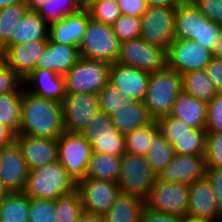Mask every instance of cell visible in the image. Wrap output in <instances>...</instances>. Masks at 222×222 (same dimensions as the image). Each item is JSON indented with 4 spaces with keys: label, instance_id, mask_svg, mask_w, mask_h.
<instances>
[{
    "label": "cell",
    "instance_id": "obj_53",
    "mask_svg": "<svg viewBox=\"0 0 222 222\" xmlns=\"http://www.w3.org/2000/svg\"><path fill=\"white\" fill-rule=\"evenodd\" d=\"M16 136L10 128L0 124V148L15 143Z\"/></svg>",
    "mask_w": 222,
    "mask_h": 222
},
{
    "label": "cell",
    "instance_id": "obj_11",
    "mask_svg": "<svg viewBox=\"0 0 222 222\" xmlns=\"http://www.w3.org/2000/svg\"><path fill=\"white\" fill-rule=\"evenodd\" d=\"M188 199V183L166 182L157 178L145 205L155 211L186 217Z\"/></svg>",
    "mask_w": 222,
    "mask_h": 222
},
{
    "label": "cell",
    "instance_id": "obj_33",
    "mask_svg": "<svg viewBox=\"0 0 222 222\" xmlns=\"http://www.w3.org/2000/svg\"><path fill=\"white\" fill-rule=\"evenodd\" d=\"M159 131L157 121L124 134L125 151L131 154L145 156L154 135Z\"/></svg>",
    "mask_w": 222,
    "mask_h": 222
},
{
    "label": "cell",
    "instance_id": "obj_34",
    "mask_svg": "<svg viewBox=\"0 0 222 222\" xmlns=\"http://www.w3.org/2000/svg\"><path fill=\"white\" fill-rule=\"evenodd\" d=\"M22 92L0 95V124L10 128L16 135L20 129Z\"/></svg>",
    "mask_w": 222,
    "mask_h": 222
},
{
    "label": "cell",
    "instance_id": "obj_61",
    "mask_svg": "<svg viewBox=\"0 0 222 222\" xmlns=\"http://www.w3.org/2000/svg\"><path fill=\"white\" fill-rule=\"evenodd\" d=\"M9 193L8 189L4 186L0 180V201Z\"/></svg>",
    "mask_w": 222,
    "mask_h": 222
},
{
    "label": "cell",
    "instance_id": "obj_55",
    "mask_svg": "<svg viewBox=\"0 0 222 222\" xmlns=\"http://www.w3.org/2000/svg\"><path fill=\"white\" fill-rule=\"evenodd\" d=\"M77 222H104L102 215L83 212Z\"/></svg>",
    "mask_w": 222,
    "mask_h": 222
},
{
    "label": "cell",
    "instance_id": "obj_50",
    "mask_svg": "<svg viewBox=\"0 0 222 222\" xmlns=\"http://www.w3.org/2000/svg\"><path fill=\"white\" fill-rule=\"evenodd\" d=\"M118 6L121 15L137 16L140 18L148 7L146 0H119Z\"/></svg>",
    "mask_w": 222,
    "mask_h": 222
},
{
    "label": "cell",
    "instance_id": "obj_47",
    "mask_svg": "<svg viewBox=\"0 0 222 222\" xmlns=\"http://www.w3.org/2000/svg\"><path fill=\"white\" fill-rule=\"evenodd\" d=\"M222 26L215 24L212 21L203 22V28L200 34L193 40L211 52L215 48L216 42L219 39Z\"/></svg>",
    "mask_w": 222,
    "mask_h": 222
},
{
    "label": "cell",
    "instance_id": "obj_35",
    "mask_svg": "<svg viewBox=\"0 0 222 222\" xmlns=\"http://www.w3.org/2000/svg\"><path fill=\"white\" fill-rule=\"evenodd\" d=\"M207 132L205 128H192L187 133L176 137L172 146L176 154L205 155Z\"/></svg>",
    "mask_w": 222,
    "mask_h": 222
},
{
    "label": "cell",
    "instance_id": "obj_24",
    "mask_svg": "<svg viewBox=\"0 0 222 222\" xmlns=\"http://www.w3.org/2000/svg\"><path fill=\"white\" fill-rule=\"evenodd\" d=\"M36 40H49V25L38 12L28 10L15 25L10 39L1 47V54L11 45Z\"/></svg>",
    "mask_w": 222,
    "mask_h": 222
},
{
    "label": "cell",
    "instance_id": "obj_32",
    "mask_svg": "<svg viewBox=\"0 0 222 222\" xmlns=\"http://www.w3.org/2000/svg\"><path fill=\"white\" fill-rule=\"evenodd\" d=\"M175 149L170 142L158 131L145 155L151 169L159 175L164 167L174 158Z\"/></svg>",
    "mask_w": 222,
    "mask_h": 222
},
{
    "label": "cell",
    "instance_id": "obj_26",
    "mask_svg": "<svg viewBox=\"0 0 222 222\" xmlns=\"http://www.w3.org/2000/svg\"><path fill=\"white\" fill-rule=\"evenodd\" d=\"M145 200L119 192L110 209L103 214L104 222H141Z\"/></svg>",
    "mask_w": 222,
    "mask_h": 222
},
{
    "label": "cell",
    "instance_id": "obj_4",
    "mask_svg": "<svg viewBox=\"0 0 222 222\" xmlns=\"http://www.w3.org/2000/svg\"><path fill=\"white\" fill-rule=\"evenodd\" d=\"M120 44L112 25L90 19L78 46L79 55L85 59L114 64L119 57Z\"/></svg>",
    "mask_w": 222,
    "mask_h": 222
},
{
    "label": "cell",
    "instance_id": "obj_45",
    "mask_svg": "<svg viewBox=\"0 0 222 222\" xmlns=\"http://www.w3.org/2000/svg\"><path fill=\"white\" fill-rule=\"evenodd\" d=\"M22 80L0 57V95L10 92H23Z\"/></svg>",
    "mask_w": 222,
    "mask_h": 222
},
{
    "label": "cell",
    "instance_id": "obj_8",
    "mask_svg": "<svg viewBox=\"0 0 222 222\" xmlns=\"http://www.w3.org/2000/svg\"><path fill=\"white\" fill-rule=\"evenodd\" d=\"M57 143L59 163L76 183L84 179L92 153L90 142L79 132L65 131Z\"/></svg>",
    "mask_w": 222,
    "mask_h": 222
},
{
    "label": "cell",
    "instance_id": "obj_60",
    "mask_svg": "<svg viewBox=\"0 0 222 222\" xmlns=\"http://www.w3.org/2000/svg\"><path fill=\"white\" fill-rule=\"evenodd\" d=\"M25 0H0V9L6 8L10 5L22 2Z\"/></svg>",
    "mask_w": 222,
    "mask_h": 222
},
{
    "label": "cell",
    "instance_id": "obj_42",
    "mask_svg": "<svg viewBox=\"0 0 222 222\" xmlns=\"http://www.w3.org/2000/svg\"><path fill=\"white\" fill-rule=\"evenodd\" d=\"M56 200L30 198L29 222H55Z\"/></svg>",
    "mask_w": 222,
    "mask_h": 222
},
{
    "label": "cell",
    "instance_id": "obj_37",
    "mask_svg": "<svg viewBox=\"0 0 222 222\" xmlns=\"http://www.w3.org/2000/svg\"><path fill=\"white\" fill-rule=\"evenodd\" d=\"M83 212L81 197L77 190L56 199L55 222H77Z\"/></svg>",
    "mask_w": 222,
    "mask_h": 222
},
{
    "label": "cell",
    "instance_id": "obj_36",
    "mask_svg": "<svg viewBox=\"0 0 222 222\" xmlns=\"http://www.w3.org/2000/svg\"><path fill=\"white\" fill-rule=\"evenodd\" d=\"M28 10L26 0L0 9V55L1 47L10 39L15 25Z\"/></svg>",
    "mask_w": 222,
    "mask_h": 222
},
{
    "label": "cell",
    "instance_id": "obj_3",
    "mask_svg": "<svg viewBox=\"0 0 222 222\" xmlns=\"http://www.w3.org/2000/svg\"><path fill=\"white\" fill-rule=\"evenodd\" d=\"M182 91L181 75L165 67L150 74L144 104L154 120L171 113L174 101Z\"/></svg>",
    "mask_w": 222,
    "mask_h": 222
},
{
    "label": "cell",
    "instance_id": "obj_22",
    "mask_svg": "<svg viewBox=\"0 0 222 222\" xmlns=\"http://www.w3.org/2000/svg\"><path fill=\"white\" fill-rule=\"evenodd\" d=\"M24 88L36 96L60 103L67 94L64 75L52 70H34L24 80Z\"/></svg>",
    "mask_w": 222,
    "mask_h": 222
},
{
    "label": "cell",
    "instance_id": "obj_62",
    "mask_svg": "<svg viewBox=\"0 0 222 222\" xmlns=\"http://www.w3.org/2000/svg\"><path fill=\"white\" fill-rule=\"evenodd\" d=\"M184 222H211L209 220H202V219H195V218H190V217H185Z\"/></svg>",
    "mask_w": 222,
    "mask_h": 222
},
{
    "label": "cell",
    "instance_id": "obj_56",
    "mask_svg": "<svg viewBox=\"0 0 222 222\" xmlns=\"http://www.w3.org/2000/svg\"><path fill=\"white\" fill-rule=\"evenodd\" d=\"M212 57L222 60V29L219 34V39L216 42L215 48L212 51Z\"/></svg>",
    "mask_w": 222,
    "mask_h": 222
},
{
    "label": "cell",
    "instance_id": "obj_2",
    "mask_svg": "<svg viewBox=\"0 0 222 222\" xmlns=\"http://www.w3.org/2000/svg\"><path fill=\"white\" fill-rule=\"evenodd\" d=\"M76 186L77 183L57 160L29 170L24 193L33 199L56 200L75 191Z\"/></svg>",
    "mask_w": 222,
    "mask_h": 222
},
{
    "label": "cell",
    "instance_id": "obj_18",
    "mask_svg": "<svg viewBox=\"0 0 222 222\" xmlns=\"http://www.w3.org/2000/svg\"><path fill=\"white\" fill-rule=\"evenodd\" d=\"M48 40L15 44L9 46L0 57L22 80H25L34 70L37 61L43 53Z\"/></svg>",
    "mask_w": 222,
    "mask_h": 222
},
{
    "label": "cell",
    "instance_id": "obj_28",
    "mask_svg": "<svg viewBox=\"0 0 222 222\" xmlns=\"http://www.w3.org/2000/svg\"><path fill=\"white\" fill-rule=\"evenodd\" d=\"M121 156L92 152L88 160L85 178L118 182Z\"/></svg>",
    "mask_w": 222,
    "mask_h": 222
},
{
    "label": "cell",
    "instance_id": "obj_58",
    "mask_svg": "<svg viewBox=\"0 0 222 222\" xmlns=\"http://www.w3.org/2000/svg\"><path fill=\"white\" fill-rule=\"evenodd\" d=\"M81 10H87L94 0H73Z\"/></svg>",
    "mask_w": 222,
    "mask_h": 222
},
{
    "label": "cell",
    "instance_id": "obj_52",
    "mask_svg": "<svg viewBox=\"0 0 222 222\" xmlns=\"http://www.w3.org/2000/svg\"><path fill=\"white\" fill-rule=\"evenodd\" d=\"M205 70L216 91L222 93V60L212 57Z\"/></svg>",
    "mask_w": 222,
    "mask_h": 222
},
{
    "label": "cell",
    "instance_id": "obj_31",
    "mask_svg": "<svg viewBox=\"0 0 222 222\" xmlns=\"http://www.w3.org/2000/svg\"><path fill=\"white\" fill-rule=\"evenodd\" d=\"M30 197L24 192H9L0 201V222H29Z\"/></svg>",
    "mask_w": 222,
    "mask_h": 222
},
{
    "label": "cell",
    "instance_id": "obj_44",
    "mask_svg": "<svg viewBox=\"0 0 222 222\" xmlns=\"http://www.w3.org/2000/svg\"><path fill=\"white\" fill-rule=\"evenodd\" d=\"M159 128V132L167 139L171 144L175 141L176 137L187 133L192 128L186 125L179 119L172 118L167 115L156 120Z\"/></svg>",
    "mask_w": 222,
    "mask_h": 222
},
{
    "label": "cell",
    "instance_id": "obj_19",
    "mask_svg": "<svg viewBox=\"0 0 222 222\" xmlns=\"http://www.w3.org/2000/svg\"><path fill=\"white\" fill-rule=\"evenodd\" d=\"M15 142L21 149L28 170L43 167L58 160L57 139L19 134Z\"/></svg>",
    "mask_w": 222,
    "mask_h": 222
},
{
    "label": "cell",
    "instance_id": "obj_23",
    "mask_svg": "<svg viewBox=\"0 0 222 222\" xmlns=\"http://www.w3.org/2000/svg\"><path fill=\"white\" fill-rule=\"evenodd\" d=\"M80 58L79 48L48 40L37 61L36 70H52L65 75Z\"/></svg>",
    "mask_w": 222,
    "mask_h": 222
},
{
    "label": "cell",
    "instance_id": "obj_6",
    "mask_svg": "<svg viewBox=\"0 0 222 222\" xmlns=\"http://www.w3.org/2000/svg\"><path fill=\"white\" fill-rule=\"evenodd\" d=\"M111 64L80 57L64 75L66 93L98 94L109 83Z\"/></svg>",
    "mask_w": 222,
    "mask_h": 222
},
{
    "label": "cell",
    "instance_id": "obj_46",
    "mask_svg": "<svg viewBox=\"0 0 222 222\" xmlns=\"http://www.w3.org/2000/svg\"><path fill=\"white\" fill-rule=\"evenodd\" d=\"M207 133L222 132V93H218L207 105Z\"/></svg>",
    "mask_w": 222,
    "mask_h": 222
},
{
    "label": "cell",
    "instance_id": "obj_49",
    "mask_svg": "<svg viewBox=\"0 0 222 222\" xmlns=\"http://www.w3.org/2000/svg\"><path fill=\"white\" fill-rule=\"evenodd\" d=\"M184 218L182 216L155 211L145 205L141 215V222H184Z\"/></svg>",
    "mask_w": 222,
    "mask_h": 222
},
{
    "label": "cell",
    "instance_id": "obj_43",
    "mask_svg": "<svg viewBox=\"0 0 222 222\" xmlns=\"http://www.w3.org/2000/svg\"><path fill=\"white\" fill-rule=\"evenodd\" d=\"M206 168H222V132L207 133Z\"/></svg>",
    "mask_w": 222,
    "mask_h": 222
},
{
    "label": "cell",
    "instance_id": "obj_9",
    "mask_svg": "<svg viewBox=\"0 0 222 222\" xmlns=\"http://www.w3.org/2000/svg\"><path fill=\"white\" fill-rule=\"evenodd\" d=\"M177 7H147L141 17V36L144 41L167 51L175 39Z\"/></svg>",
    "mask_w": 222,
    "mask_h": 222
},
{
    "label": "cell",
    "instance_id": "obj_41",
    "mask_svg": "<svg viewBox=\"0 0 222 222\" xmlns=\"http://www.w3.org/2000/svg\"><path fill=\"white\" fill-rule=\"evenodd\" d=\"M112 28L120 42L139 38L141 36V18L121 15L112 24Z\"/></svg>",
    "mask_w": 222,
    "mask_h": 222
},
{
    "label": "cell",
    "instance_id": "obj_13",
    "mask_svg": "<svg viewBox=\"0 0 222 222\" xmlns=\"http://www.w3.org/2000/svg\"><path fill=\"white\" fill-rule=\"evenodd\" d=\"M64 127L69 132H79L100 113L97 94H66L62 101Z\"/></svg>",
    "mask_w": 222,
    "mask_h": 222
},
{
    "label": "cell",
    "instance_id": "obj_29",
    "mask_svg": "<svg viewBox=\"0 0 222 222\" xmlns=\"http://www.w3.org/2000/svg\"><path fill=\"white\" fill-rule=\"evenodd\" d=\"M195 6H179L175 17V39L193 40L203 28V22H209Z\"/></svg>",
    "mask_w": 222,
    "mask_h": 222
},
{
    "label": "cell",
    "instance_id": "obj_16",
    "mask_svg": "<svg viewBox=\"0 0 222 222\" xmlns=\"http://www.w3.org/2000/svg\"><path fill=\"white\" fill-rule=\"evenodd\" d=\"M28 168L18 144L0 148V180L9 192H24Z\"/></svg>",
    "mask_w": 222,
    "mask_h": 222
},
{
    "label": "cell",
    "instance_id": "obj_14",
    "mask_svg": "<svg viewBox=\"0 0 222 222\" xmlns=\"http://www.w3.org/2000/svg\"><path fill=\"white\" fill-rule=\"evenodd\" d=\"M76 190L81 197L83 211L96 215L105 214L120 192L118 184L114 181L91 178L79 180Z\"/></svg>",
    "mask_w": 222,
    "mask_h": 222
},
{
    "label": "cell",
    "instance_id": "obj_25",
    "mask_svg": "<svg viewBox=\"0 0 222 222\" xmlns=\"http://www.w3.org/2000/svg\"><path fill=\"white\" fill-rule=\"evenodd\" d=\"M208 103L181 91L169 116L183 121L191 128H205Z\"/></svg>",
    "mask_w": 222,
    "mask_h": 222
},
{
    "label": "cell",
    "instance_id": "obj_54",
    "mask_svg": "<svg viewBox=\"0 0 222 222\" xmlns=\"http://www.w3.org/2000/svg\"><path fill=\"white\" fill-rule=\"evenodd\" d=\"M149 7H176L175 0H146Z\"/></svg>",
    "mask_w": 222,
    "mask_h": 222
},
{
    "label": "cell",
    "instance_id": "obj_5",
    "mask_svg": "<svg viewBox=\"0 0 222 222\" xmlns=\"http://www.w3.org/2000/svg\"><path fill=\"white\" fill-rule=\"evenodd\" d=\"M158 175L151 169L145 156L125 152L121 156L119 191L146 200Z\"/></svg>",
    "mask_w": 222,
    "mask_h": 222
},
{
    "label": "cell",
    "instance_id": "obj_59",
    "mask_svg": "<svg viewBox=\"0 0 222 222\" xmlns=\"http://www.w3.org/2000/svg\"><path fill=\"white\" fill-rule=\"evenodd\" d=\"M176 1V7L179 6H195L198 2V0H175Z\"/></svg>",
    "mask_w": 222,
    "mask_h": 222
},
{
    "label": "cell",
    "instance_id": "obj_10",
    "mask_svg": "<svg viewBox=\"0 0 222 222\" xmlns=\"http://www.w3.org/2000/svg\"><path fill=\"white\" fill-rule=\"evenodd\" d=\"M81 134L90 142L92 152L116 156L126 152L124 134L118 131L108 114L100 112Z\"/></svg>",
    "mask_w": 222,
    "mask_h": 222
},
{
    "label": "cell",
    "instance_id": "obj_1",
    "mask_svg": "<svg viewBox=\"0 0 222 222\" xmlns=\"http://www.w3.org/2000/svg\"><path fill=\"white\" fill-rule=\"evenodd\" d=\"M62 104L22 92L19 134L58 139L64 132Z\"/></svg>",
    "mask_w": 222,
    "mask_h": 222
},
{
    "label": "cell",
    "instance_id": "obj_63",
    "mask_svg": "<svg viewBox=\"0 0 222 222\" xmlns=\"http://www.w3.org/2000/svg\"><path fill=\"white\" fill-rule=\"evenodd\" d=\"M107 1H112L118 3L119 0H107Z\"/></svg>",
    "mask_w": 222,
    "mask_h": 222
},
{
    "label": "cell",
    "instance_id": "obj_57",
    "mask_svg": "<svg viewBox=\"0 0 222 222\" xmlns=\"http://www.w3.org/2000/svg\"><path fill=\"white\" fill-rule=\"evenodd\" d=\"M46 1L47 0H26L28 9L34 12H37L40 8H42Z\"/></svg>",
    "mask_w": 222,
    "mask_h": 222
},
{
    "label": "cell",
    "instance_id": "obj_15",
    "mask_svg": "<svg viewBox=\"0 0 222 222\" xmlns=\"http://www.w3.org/2000/svg\"><path fill=\"white\" fill-rule=\"evenodd\" d=\"M187 217L222 222V210L218 206L214 190L207 177L189 184Z\"/></svg>",
    "mask_w": 222,
    "mask_h": 222
},
{
    "label": "cell",
    "instance_id": "obj_48",
    "mask_svg": "<svg viewBox=\"0 0 222 222\" xmlns=\"http://www.w3.org/2000/svg\"><path fill=\"white\" fill-rule=\"evenodd\" d=\"M195 7L207 19L222 26V0H198Z\"/></svg>",
    "mask_w": 222,
    "mask_h": 222
},
{
    "label": "cell",
    "instance_id": "obj_12",
    "mask_svg": "<svg viewBox=\"0 0 222 222\" xmlns=\"http://www.w3.org/2000/svg\"><path fill=\"white\" fill-rule=\"evenodd\" d=\"M167 67L179 75L205 69L212 58L210 50L201 47L194 40L174 39L166 51Z\"/></svg>",
    "mask_w": 222,
    "mask_h": 222
},
{
    "label": "cell",
    "instance_id": "obj_39",
    "mask_svg": "<svg viewBox=\"0 0 222 222\" xmlns=\"http://www.w3.org/2000/svg\"><path fill=\"white\" fill-rule=\"evenodd\" d=\"M100 112L111 115L134 100L108 83L98 94Z\"/></svg>",
    "mask_w": 222,
    "mask_h": 222
},
{
    "label": "cell",
    "instance_id": "obj_51",
    "mask_svg": "<svg viewBox=\"0 0 222 222\" xmlns=\"http://www.w3.org/2000/svg\"><path fill=\"white\" fill-rule=\"evenodd\" d=\"M205 176L211 183L218 206L222 210V168H206Z\"/></svg>",
    "mask_w": 222,
    "mask_h": 222
},
{
    "label": "cell",
    "instance_id": "obj_17",
    "mask_svg": "<svg viewBox=\"0 0 222 222\" xmlns=\"http://www.w3.org/2000/svg\"><path fill=\"white\" fill-rule=\"evenodd\" d=\"M206 175L205 155L175 154L159 173L158 179L173 183L191 184Z\"/></svg>",
    "mask_w": 222,
    "mask_h": 222
},
{
    "label": "cell",
    "instance_id": "obj_40",
    "mask_svg": "<svg viewBox=\"0 0 222 222\" xmlns=\"http://www.w3.org/2000/svg\"><path fill=\"white\" fill-rule=\"evenodd\" d=\"M87 10L92 20L110 25L121 16L118 3L107 0H94Z\"/></svg>",
    "mask_w": 222,
    "mask_h": 222
},
{
    "label": "cell",
    "instance_id": "obj_7",
    "mask_svg": "<svg viewBox=\"0 0 222 222\" xmlns=\"http://www.w3.org/2000/svg\"><path fill=\"white\" fill-rule=\"evenodd\" d=\"M149 74L162 70L167 66L166 50L136 38L120 44L117 62Z\"/></svg>",
    "mask_w": 222,
    "mask_h": 222
},
{
    "label": "cell",
    "instance_id": "obj_20",
    "mask_svg": "<svg viewBox=\"0 0 222 222\" xmlns=\"http://www.w3.org/2000/svg\"><path fill=\"white\" fill-rule=\"evenodd\" d=\"M150 74L122 64H111L109 83L134 101H143L149 83Z\"/></svg>",
    "mask_w": 222,
    "mask_h": 222
},
{
    "label": "cell",
    "instance_id": "obj_27",
    "mask_svg": "<svg viewBox=\"0 0 222 222\" xmlns=\"http://www.w3.org/2000/svg\"><path fill=\"white\" fill-rule=\"evenodd\" d=\"M110 117L122 134H127L154 121L143 101H133L131 104L117 109Z\"/></svg>",
    "mask_w": 222,
    "mask_h": 222
},
{
    "label": "cell",
    "instance_id": "obj_21",
    "mask_svg": "<svg viewBox=\"0 0 222 222\" xmlns=\"http://www.w3.org/2000/svg\"><path fill=\"white\" fill-rule=\"evenodd\" d=\"M90 19L88 10L70 14L49 26V39L52 42L78 47Z\"/></svg>",
    "mask_w": 222,
    "mask_h": 222
},
{
    "label": "cell",
    "instance_id": "obj_30",
    "mask_svg": "<svg viewBox=\"0 0 222 222\" xmlns=\"http://www.w3.org/2000/svg\"><path fill=\"white\" fill-rule=\"evenodd\" d=\"M181 84L182 91L207 103L218 94L205 69L181 75Z\"/></svg>",
    "mask_w": 222,
    "mask_h": 222
},
{
    "label": "cell",
    "instance_id": "obj_38",
    "mask_svg": "<svg viewBox=\"0 0 222 222\" xmlns=\"http://www.w3.org/2000/svg\"><path fill=\"white\" fill-rule=\"evenodd\" d=\"M80 10L81 9L73 0H47L44 3V6L37 12L50 26L55 22H59L64 17L77 13Z\"/></svg>",
    "mask_w": 222,
    "mask_h": 222
}]
</instances>
